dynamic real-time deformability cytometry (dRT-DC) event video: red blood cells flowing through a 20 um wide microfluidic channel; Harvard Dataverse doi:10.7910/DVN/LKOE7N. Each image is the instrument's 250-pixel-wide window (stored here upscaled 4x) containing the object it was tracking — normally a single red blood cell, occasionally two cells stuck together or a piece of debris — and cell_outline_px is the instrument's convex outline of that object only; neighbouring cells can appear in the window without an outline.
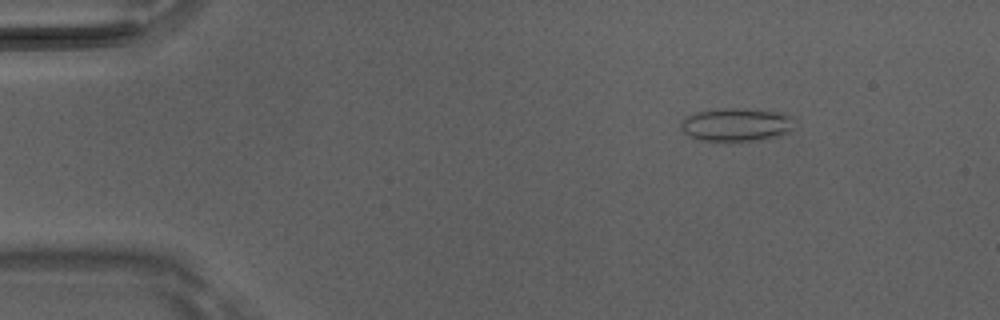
{"species": "Egyptian fruit bat (a non-hibernating species)", "species_latin": "Rousettus aegyptiacus", "temperature_condition": "room temperature", "stored_images_in_passage": 5, "camera_frame_rate_fps": 3000, "um_per_image_px": 0.085, "animal": {"sex": "male"}, "frame": {"image": 1, "passage_image": 2, "time_ms": 0.333, "image_size_px": [1000, 320], "cell_outline_px": [[788, 132], [780, 136], [764, 140], [700, 140], [688, 136], [680, 128], [680, 120], [684, 116], [696, 112], [720, 108], [732, 108], [784, 112], [788, 116]], "centroid_in_image_um": [62.46, 10.59], "position_along_channel_um": 22.5, "area_um2": 21.68}}
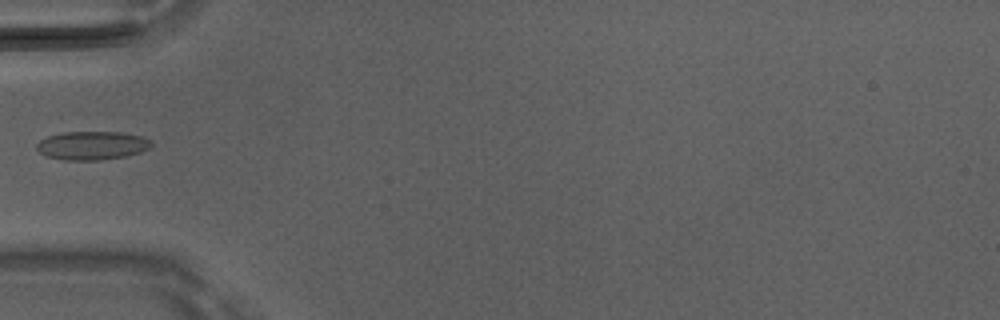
{"frame": {"image": 2, "passage_image": 5, "time_ms": 1.333, "image_size_px": [1000, 320], "cell_outline_px": [[152, 144], [148, 148], [140, 152], [124, 156], [100, 160], [64, 160], [44, 156], [36, 148], [36, 144], [40, 140], [48, 136], [64, 132], [124, 132], [144, 136], [152, 140]], "centroid_in_image_um": [7.83, 12.36], "position_along_channel_um": 77.2, "area_um2": 19.19}}